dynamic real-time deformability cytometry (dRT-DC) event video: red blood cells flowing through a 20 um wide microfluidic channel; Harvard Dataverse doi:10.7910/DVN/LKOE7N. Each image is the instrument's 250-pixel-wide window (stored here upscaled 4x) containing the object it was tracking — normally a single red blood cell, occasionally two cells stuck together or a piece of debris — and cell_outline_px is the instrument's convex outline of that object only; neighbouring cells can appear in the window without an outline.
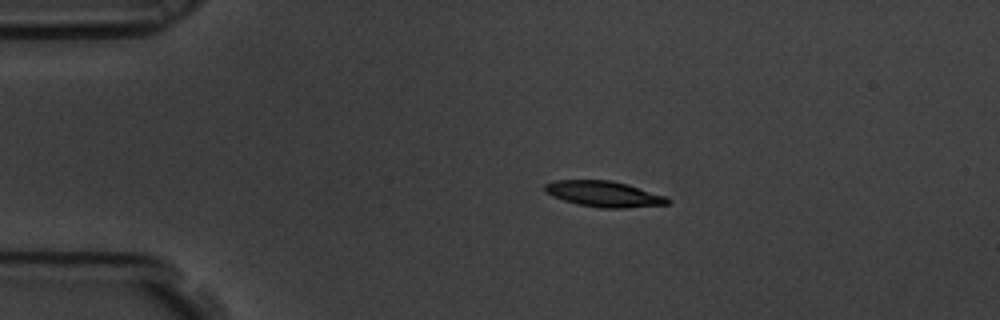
{"species": "common noctule bat (a hibernating species)", "species_latin": "Nyctalus noctula", "temperature_condition": "room temperature", "stored_images_in_passage": 7, "camera_frame_rate_fps": 3000, "um_per_image_px": 0.085, "animal": {"sex": "male", "body_mass_g": 19.5, "forearm_length_mm": 54.6}, "frame": {"image": 1, "passage_image": 3, "time_ms": 0.667, "image_size_px": [1000, 320], "cell_outline_px": [[672, 200], [668, 204], [624, 208], [600, 208], [576, 204], [552, 196], [544, 192], [544, 184], [552, 180], [612, 180], [628, 184], [668, 196]], "centroid_in_image_um": [51.34, 16.48], "position_along_channel_um": 33.7, "area_um2": 18.79}}
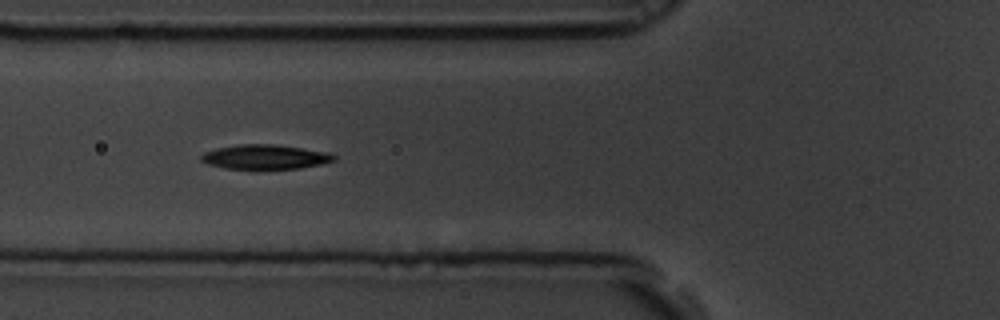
{"frame": {"image": 2, "passage_image": 6, "time_ms": 1.667, "image_size_px": [1000, 320], "cell_outline_px": [[336, 160], [320, 164], [300, 168], [256, 172], [224, 168], [208, 164], [200, 160], [200, 156], [204, 152], [216, 148], [240, 144], [276, 144], [332, 152], [336, 156]], "centroid_in_image_um": [22.54, 13.38], "position_along_channel_um": 103.3, "area_um2": 20.06}}
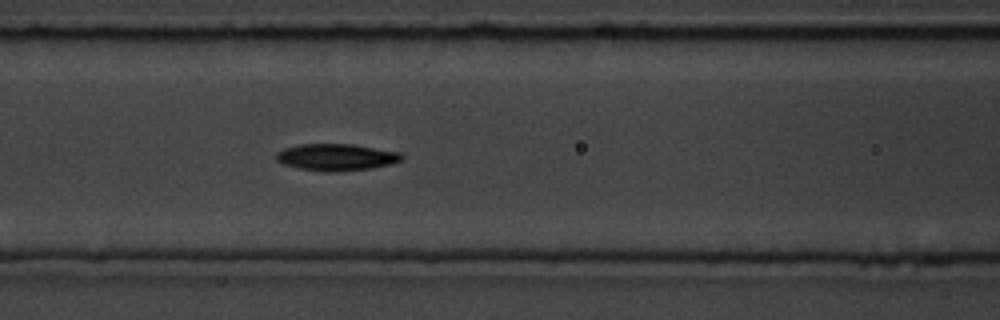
{"frame": {"image": 3, "passage_image": 7, "time_ms": 2.0, "image_size_px": [1000, 320], "cell_outline_px": [[404, 160], [372, 168], [336, 172], [324, 172], [296, 168], [284, 164], [276, 160], [276, 152], [284, 148], [300, 144], [352, 144], [400, 152], [404, 156]], "centroid_in_image_um": [28.58, 13.36], "position_along_channel_um": 138.0, "area_um2": 19.77}}